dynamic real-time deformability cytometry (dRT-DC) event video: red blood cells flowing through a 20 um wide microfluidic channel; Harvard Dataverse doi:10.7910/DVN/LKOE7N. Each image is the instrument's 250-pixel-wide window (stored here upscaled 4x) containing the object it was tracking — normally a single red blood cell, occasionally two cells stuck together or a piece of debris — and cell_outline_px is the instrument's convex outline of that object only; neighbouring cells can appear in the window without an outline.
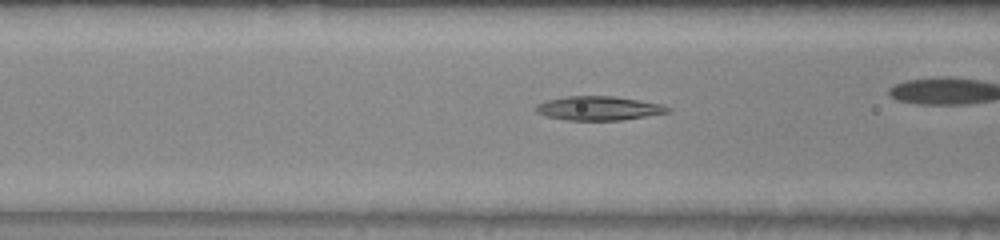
{"species": "common noctule bat (a hibernating species)", "species_latin": "Nyctalus noctula", "temperature_condition": "warm", "stored_images_in_passage": 26, "camera_frame_rate_fps": 3000, "um_per_image_px": 0.085, "animal": {"sex": "male", "body_mass_g": 20.0, "forearm_length_mm": 53.3}, "frame": {"image": 1, "passage_image": 5, "time_ms": 1.333, "image_size_px": [1000, 240], "cell_outline_px": [[672, 112], [624, 120], [568, 120], [548, 116], [536, 112], [536, 104], [548, 100], [568, 96], [612, 96], [664, 104], [672, 108]], "centroid_in_image_um": [50.97, 9.2], "position_along_channel_um": 115.6, "area_um2": 18.5}}
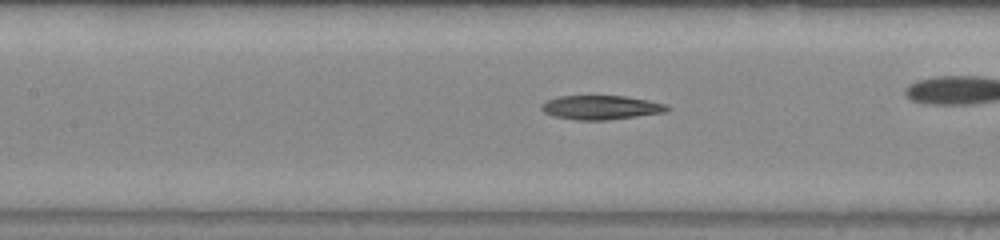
{"frame": {"image": 2, "passage_image": 8, "time_ms": 2.333, "image_size_px": [1000, 240], "cell_outline_px": [[672, 108], [664, 112], [608, 120], [576, 120], [552, 116], [544, 112], [540, 108], [540, 104], [548, 100], [560, 96], [624, 96], [648, 100], [668, 104]], "centroid_in_image_um": [51.08, 9.13], "position_along_channel_um": 156.3, "area_um2": 17.69}}